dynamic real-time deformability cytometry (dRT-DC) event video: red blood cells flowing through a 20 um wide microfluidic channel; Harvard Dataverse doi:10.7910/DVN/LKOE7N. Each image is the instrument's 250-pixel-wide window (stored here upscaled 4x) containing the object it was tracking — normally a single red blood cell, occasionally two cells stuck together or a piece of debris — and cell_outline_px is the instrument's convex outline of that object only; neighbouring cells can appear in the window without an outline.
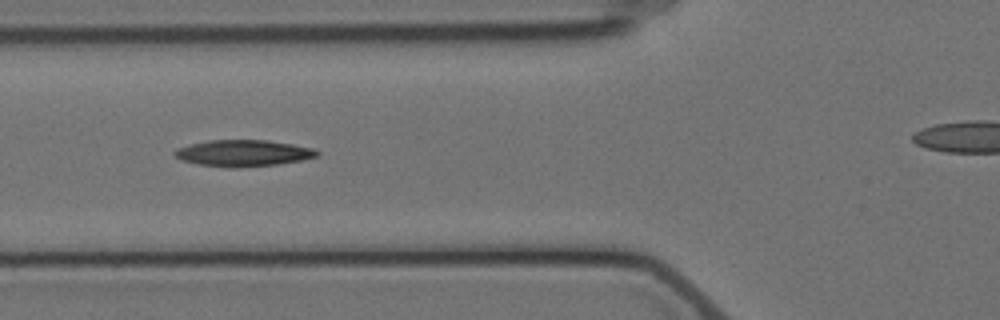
{"species": "Egyptian fruit bat (a non-hibernating species)", "species_latin": "Rousettus aegyptiacus", "temperature_condition": "cold", "stored_images_in_passage": 8, "camera_frame_rate_fps": 3000, "um_per_image_px": 0.085, "animal": {"sex": "female"}, "frame": {"image": 1, "passage_image": 5, "time_ms": 4.667, "image_size_px": [1000, 320], "cell_outline_px": [[320, 152], [316, 156], [300, 160], [276, 164], [232, 168], [196, 164], [180, 160], [172, 152], [176, 148], [188, 144], [208, 140], [268, 140], [292, 144], [312, 148]], "centroid_in_image_um": [20.6, 13.01], "position_along_channel_um": 105.2, "area_um2": 21.91}}
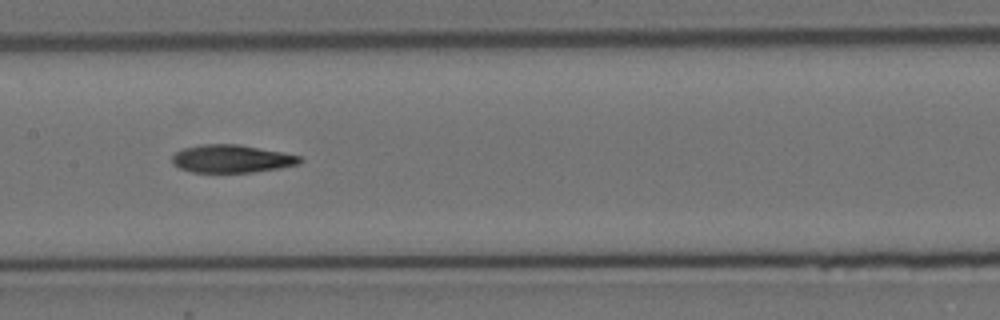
{"frame": {"image": 2, "passage_image": 7, "time_ms": 7.0, "image_size_px": [1000, 320], "cell_outline_px": [[304, 160], [300, 164], [280, 168], [252, 172], [192, 172], [180, 168], [172, 164], [172, 156], [176, 152], [184, 148], [200, 144], [236, 144], [284, 152], [300, 156]], "centroid_in_image_um": [19.71, 13.49], "position_along_channel_um": 187.7, "area_um2": 20.81}}
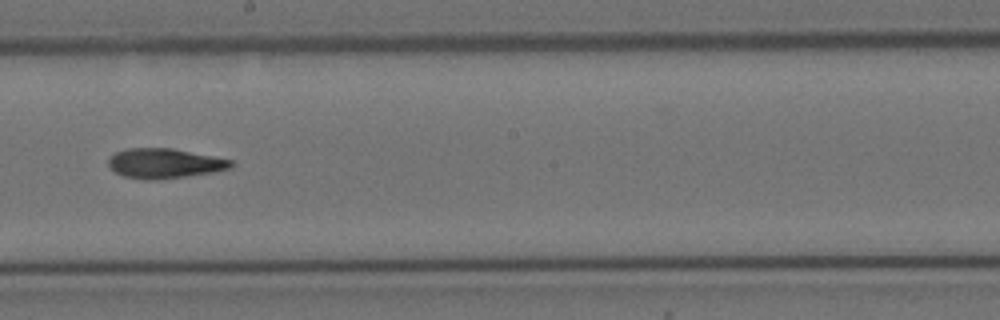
{"frame": {"image": 3, "passage_image": 8, "time_ms": 8.333, "image_size_px": [1000, 320], "cell_outline_px": [[236, 164], [232, 168], [212, 172], [156, 180], [144, 180], [124, 176], [116, 172], [108, 164], [108, 160], [116, 152], [128, 148], [172, 148], [232, 160]], "centroid_in_image_um": [14.01, 13.88], "position_along_channel_um": 234.2, "area_um2": 21.15}}